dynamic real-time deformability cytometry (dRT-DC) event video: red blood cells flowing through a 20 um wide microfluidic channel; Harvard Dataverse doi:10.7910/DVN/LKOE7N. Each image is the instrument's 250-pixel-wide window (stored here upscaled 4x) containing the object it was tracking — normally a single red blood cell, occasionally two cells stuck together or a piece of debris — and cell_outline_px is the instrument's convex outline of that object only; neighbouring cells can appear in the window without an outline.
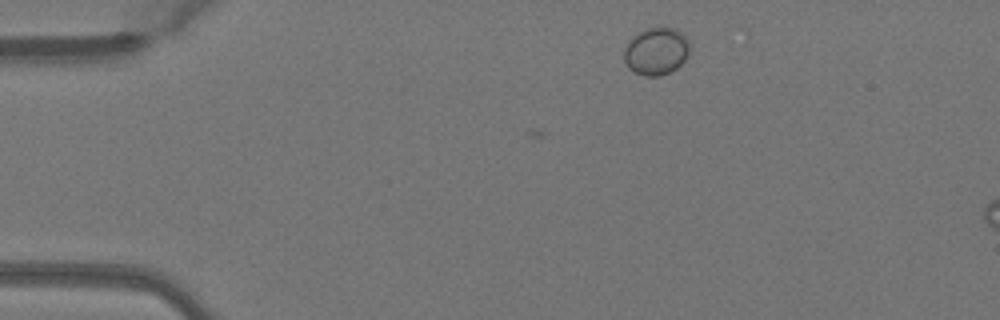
{"species": "Egyptian fruit bat (a non-hibernating species)", "species_latin": "Rousettus aegyptiacus", "temperature_condition": "warm", "stored_images_in_passage": 7, "camera_frame_rate_fps": 3000, "um_per_image_px": 0.085, "animal": {"sex": "female"}, "frame": {"image": 1, "passage_image": 1, "time_ms": 0.0, "image_size_px": [1000, 320], "cell_outline_px": [[688, 52], [684, 60], [676, 68], [660, 76], [644, 76], [628, 68], [624, 60], [624, 48], [628, 40], [632, 36], [648, 28], [676, 28], [688, 40]], "centroid_in_image_um": [55.74, 4.36], "position_along_channel_um": 29.3, "area_um2": 17.92}}